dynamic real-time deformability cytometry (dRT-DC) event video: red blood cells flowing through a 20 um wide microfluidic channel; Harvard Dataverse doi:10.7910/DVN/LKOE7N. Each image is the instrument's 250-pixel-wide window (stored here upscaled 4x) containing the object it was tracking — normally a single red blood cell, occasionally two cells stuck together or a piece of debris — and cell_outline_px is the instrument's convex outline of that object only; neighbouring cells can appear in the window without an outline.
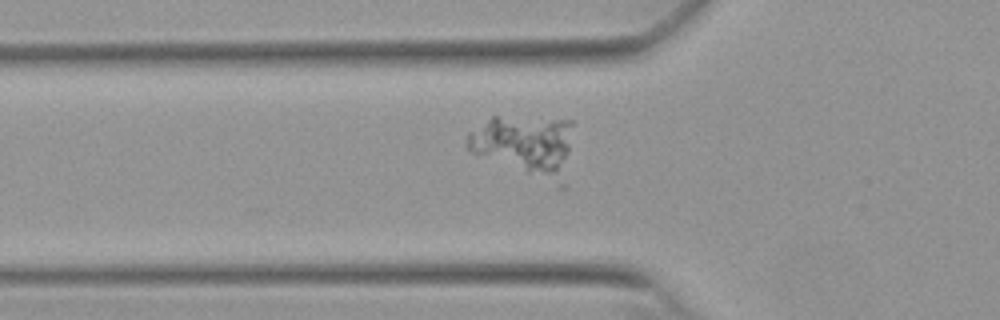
{"species": "Egyptian fruit bat (a non-hibernating species)", "species_latin": "Rousettus aegyptiacus", "temperature_condition": "warm", "stored_images_in_passage": 38, "camera_frame_rate_fps": 3000, "um_per_image_px": 0.085, "animal": {"sex": "female"}, "frame": {"image": 1, "passage_image": 16, "time_ms": 5.0, "image_size_px": [1000, 320], "cell_outline_px": [[572, 124], [564, 188], [556, 188], [476, 156], [464, 144], [468, 132], [492, 116], [496, 116], [572, 120]], "centroid_in_image_um": [44.61, 12.44], "position_along_channel_um": 81.2, "area_um2": 38.67}}
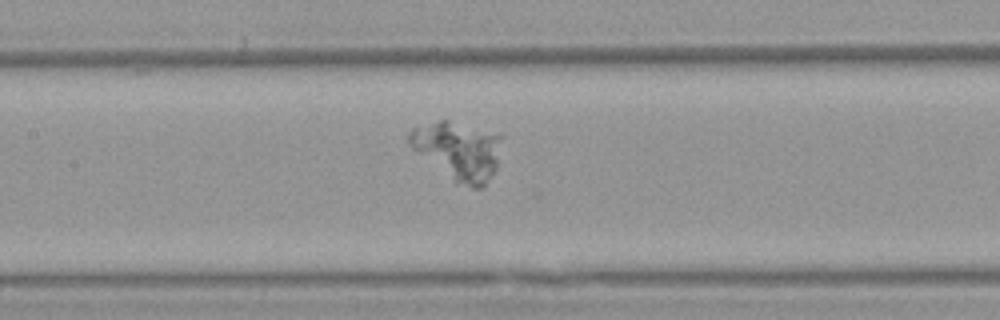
{"frame": {"image": 2, "passage_image": 23, "time_ms": 7.333, "image_size_px": [1000, 320], "cell_outline_px": [[504, 136], [496, 168], [484, 184], [480, 188], [472, 188], [456, 184], [412, 148], [408, 144], [408, 132], [416, 124], [440, 120], [448, 120]], "centroid_in_image_um": [38.91, 12.79], "position_along_channel_um": 168.5, "area_um2": 31.5}}
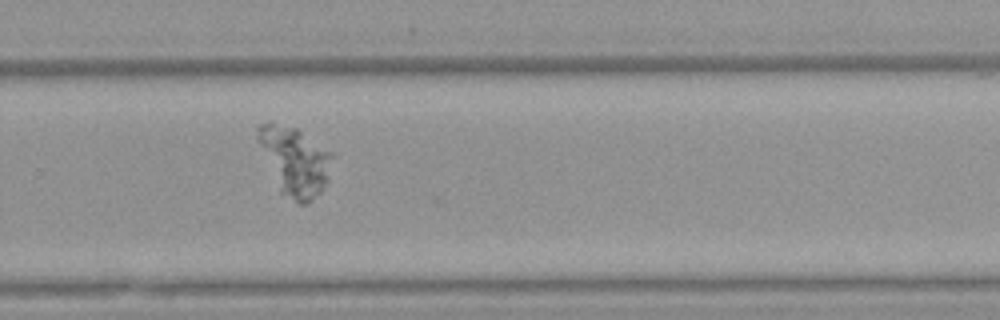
{"frame": {"image": 3, "passage_image": 34, "time_ms": 11.0, "image_size_px": [1000, 320], "cell_outline_px": [[336, 156], [328, 180], [320, 192], [308, 204], [300, 204], [280, 192], [256, 140], [256, 128], [260, 124], [268, 120], [300, 128], [336, 152]], "centroid_in_image_um": [25.1, 13.61], "position_along_channel_um": 304.7, "area_um2": 31.04}}